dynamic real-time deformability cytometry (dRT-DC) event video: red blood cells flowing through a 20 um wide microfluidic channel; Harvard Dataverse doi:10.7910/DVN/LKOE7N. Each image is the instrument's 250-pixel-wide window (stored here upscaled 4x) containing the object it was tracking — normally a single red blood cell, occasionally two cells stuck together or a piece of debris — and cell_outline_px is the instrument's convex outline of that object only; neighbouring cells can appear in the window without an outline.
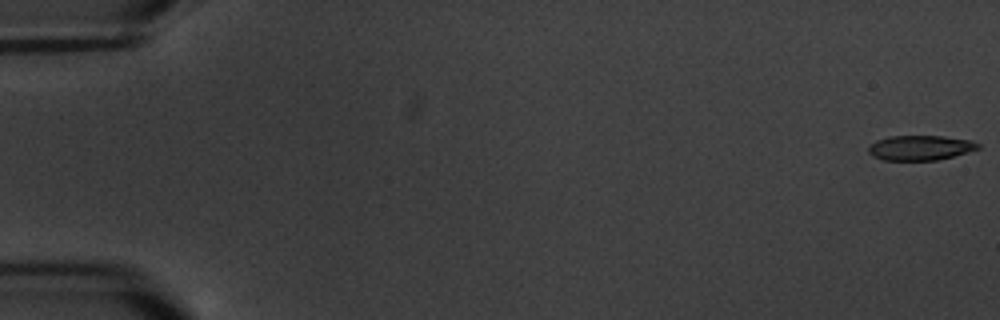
{"species": "common noctule bat (a hibernating species)", "species_latin": "Nyctalus noctula", "temperature_condition": "warm", "stored_images_in_passage": 7, "segment_of_instrument_passage": [1, 2], "camera_frame_rate_fps": 3000, "um_per_image_px": 0.085, "animal": {"sex": "male", "body_mass_g": 20.1, "forearm_length_mm": 53.5}, "frame": {"image": 1, "passage_image": 1, "time_ms": 0.0, "image_size_px": [1000, 320], "cell_outline_px": [[980, 148], [952, 156], [936, 160], [884, 160], [872, 156], [868, 152], [868, 148], [876, 140], [888, 136], [944, 136], [972, 140], [980, 144]], "centroid_in_image_um": [78.21, 12.55], "position_along_channel_um": 6.8, "area_um2": 15.84}}